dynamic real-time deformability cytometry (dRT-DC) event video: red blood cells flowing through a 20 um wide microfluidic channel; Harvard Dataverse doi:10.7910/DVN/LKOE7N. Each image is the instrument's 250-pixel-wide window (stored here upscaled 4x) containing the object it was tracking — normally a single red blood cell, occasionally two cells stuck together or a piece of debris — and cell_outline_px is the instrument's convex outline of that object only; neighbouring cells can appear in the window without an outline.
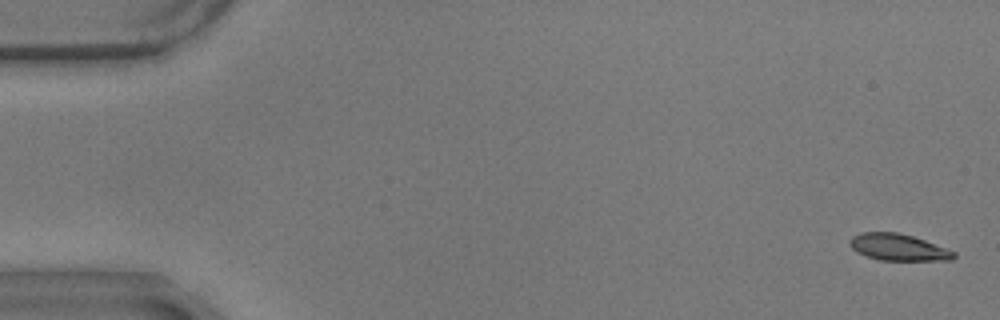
{"species": "common noctule bat (a hibernating species)", "species_latin": "Nyctalus noctula", "temperature_condition": "warm", "stored_images_in_passage": 58, "camera_frame_rate_fps": 3000, "um_per_image_px": 0.085, "animal": {"sex": "male", "body_mass_g": 17.9}, "frame": {"image": 1, "passage_image": 2, "time_ms": 0.333, "image_size_px": [1000, 320], "cell_outline_px": [[956, 256], [952, 260], [880, 260], [868, 256], [852, 248], [848, 244], [848, 240], [852, 236], [860, 232], [896, 232], [912, 236], [924, 240], [956, 252]], "centroid_in_image_um": [76.34, 21.01], "position_along_channel_um": 8.7, "area_um2": 16.01}}
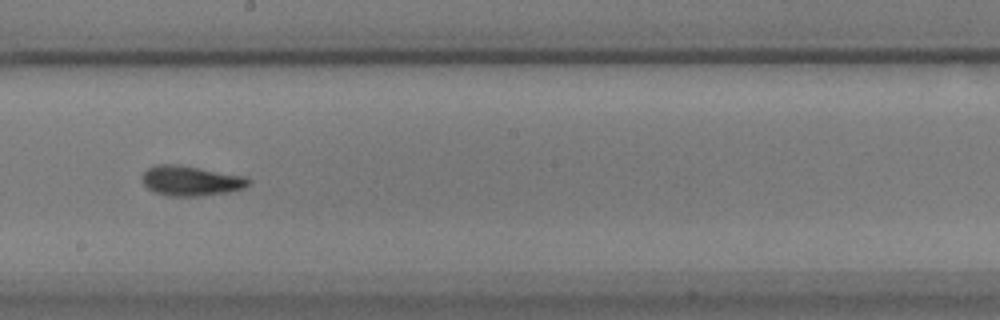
{"frame": {"image": 2, "passage_image": 33, "time_ms": 10.667, "image_size_px": [1000, 320], "cell_outline_px": [[252, 180], [244, 188], [228, 192], [196, 196], [168, 196], [152, 192], [144, 184], [140, 176], [148, 168], [156, 164], [176, 164], [248, 176]], "centroid_in_image_um": [16.22, 15.36], "position_along_channel_um": 232.0, "area_um2": 18.79}}
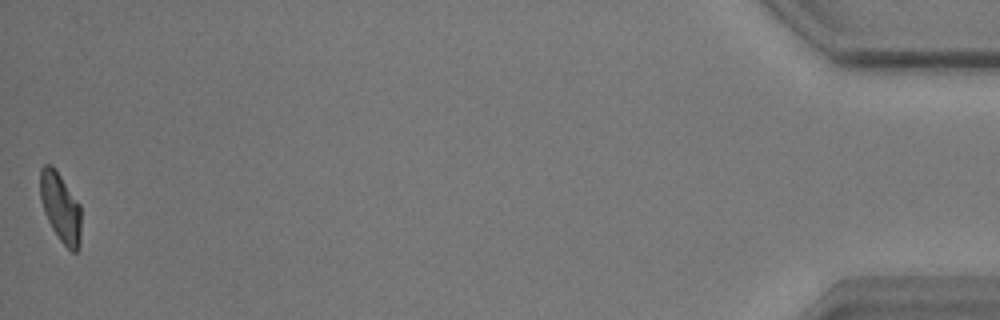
{"frame": {"image": 3, "passage_image": 58, "time_ms": 19.0, "image_size_px": [1000, 320], "cell_outline_px": [[80, 244], [76, 252], [72, 252], [60, 240], [52, 228], [44, 212], [40, 200], [40, 168], [44, 164], [52, 164], [80, 204]], "centroid_in_image_um": [5.13, 17.61], "position_along_channel_um": 430.1, "area_um2": 16.47}, "authors_computed_cell_mechanics": {"area_um2": 17.4556, "velocity_mm_per_s": 3.5046, "shape_relaxation_time_tau1_ms": 4.2295, "shape_relaxation_time_tau2_ms": 2.6451, "deformation_change_tau1": 0.1719, "deformation_change_tau2": 0.0781}}